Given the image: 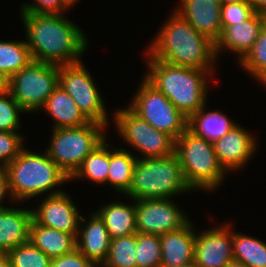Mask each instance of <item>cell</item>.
<instances>
[{
	"label": "cell",
	"mask_w": 266,
	"mask_h": 267,
	"mask_svg": "<svg viewBox=\"0 0 266 267\" xmlns=\"http://www.w3.org/2000/svg\"><path fill=\"white\" fill-rule=\"evenodd\" d=\"M106 126L89 122L80 127L52 130L46 152L70 178L83 160L105 139Z\"/></svg>",
	"instance_id": "52a82bcc"
},
{
	"label": "cell",
	"mask_w": 266,
	"mask_h": 267,
	"mask_svg": "<svg viewBox=\"0 0 266 267\" xmlns=\"http://www.w3.org/2000/svg\"><path fill=\"white\" fill-rule=\"evenodd\" d=\"M266 23V16L254 13L248 20L227 26L215 43L216 56L227 49L238 56V62L252 48Z\"/></svg>",
	"instance_id": "e0dca14e"
},
{
	"label": "cell",
	"mask_w": 266,
	"mask_h": 267,
	"mask_svg": "<svg viewBox=\"0 0 266 267\" xmlns=\"http://www.w3.org/2000/svg\"><path fill=\"white\" fill-rule=\"evenodd\" d=\"M255 136L237 124L222 138L213 142L220 164L228 172L243 167L257 149Z\"/></svg>",
	"instance_id": "9a60e30c"
},
{
	"label": "cell",
	"mask_w": 266,
	"mask_h": 267,
	"mask_svg": "<svg viewBox=\"0 0 266 267\" xmlns=\"http://www.w3.org/2000/svg\"><path fill=\"white\" fill-rule=\"evenodd\" d=\"M255 13L266 16V0H248Z\"/></svg>",
	"instance_id": "f35d334b"
},
{
	"label": "cell",
	"mask_w": 266,
	"mask_h": 267,
	"mask_svg": "<svg viewBox=\"0 0 266 267\" xmlns=\"http://www.w3.org/2000/svg\"><path fill=\"white\" fill-rule=\"evenodd\" d=\"M205 108L206 104L188 118L187 128L195 135L213 143L237 125L222 112H207Z\"/></svg>",
	"instance_id": "cb8c5ba5"
},
{
	"label": "cell",
	"mask_w": 266,
	"mask_h": 267,
	"mask_svg": "<svg viewBox=\"0 0 266 267\" xmlns=\"http://www.w3.org/2000/svg\"><path fill=\"white\" fill-rule=\"evenodd\" d=\"M104 221L111 239L137 233L136 205L113 201L96 211Z\"/></svg>",
	"instance_id": "603a6c76"
},
{
	"label": "cell",
	"mask_w": 266,
	"mask_h": 267,
	"mask_svg": "<svg viewBox=\"0 0 266 267\" xmlns=\"http://www.w3.org/2000/svg\"><path fill=\"white\" fill-rule=\"evenodd\" d=\"M23 137L17 132L0 131V167H6L24 148Z\"/></svg>",
	"instance_id": "836d02e7"
},
{
	"label": "cell",
	"mask_w": 266,
	"mask_h": 267,
	"mask_svg": "<svg viewBox=\"0 0 266 267\" xmlns=\"http://www.w3.org/2000/svg\"><path fill=\"white\" fill-rule=\"evenodd\" d=\"M31 61L33 60L25 41L0 40V73L7 80Z\"/></svg>",
	"instance_id": "83f0119b"
},
{
	"label": "cell",
	"mask_w": 266,
	"mask_h": 267,
	"mask_svg": "<svg viewBox=\"0 0 266 267\" xmlns=\"http://www.w3.org/2000/svg\"><path fill=\"white\" fill-rule=\"evenodd\" d=\"M146 52L155 60L200 70H213L217 60L215 43L176 11L161 26Z\"/></svg>",
	"instance_id": "7a4b0ae2"
},
{
	"label": "cell",
	"mask_w": 266,
	"mask_h": 267,
	"mask_svg": "<svg viewBox=\"0 0 266 267\" xmlns=\"http://www.w3.org/2000/svg\"><path fill=\"white\" fill-rule=\"evenodd\" d=\"M0 267H12L7 254H0Z\"/></svg>",
	"instance_id": "ab89813d"
},
{
	"label": "cell",
	"mask_w": 266,
	"mask_h": 267,
	"mask_svg": "<svg viewBox=\"0 0 266 267\" xmlns=\"http://www.w3.org/2000/svg\"><path fill=\"white\" fill-rule=\"evenodd\" d=\"M175 267H200L195 261L186 264V265H179V266H175Z\"/></svg>",
	"instance_id": "f6af8a7d"
},
{
	"label": "cell",
	"mask_w": 266,
	"mask_h": 267,
	"mask_svg": "<svg viewBox=\"0 0 266 267\" xmlns=\"http://www.w3.org/2000/svg\"><path fill=\"white\" fill-rule=\"evenodd\" d=\"M190 191L174 153L162 158H138L131 186L124 195L131 200L164 199Z\"/></svg>",
	"instance_id": "5b68a950"
},
{
	"label": "cell",
	"mask_w": 266,
	"mask_h": 267,
	"mask_svg": "<svg viewBox=\"0 0 266 267\" xmlns=\"http://www.w3.org/2000/svg\"><path fill=\"white\" fill-rule=\"evenodd\" d=\"M231 222L196 232L194 261L200 267H226L233 261Z\"/></svg>",
	"instance_id": "4fadbf2b"
},
{
	"label": "cell",
	"mask_w": 266,
	"mask_h": 267,
	"mask_svg": "<svg viewBox=\"0 0 266 267\" xmlns=\"http://www.w3.org/2000/svg\"><path fill=\"white\" fill-rule=\"evenodd\" d=\"M233 260L247 267H266V243L249 235L232 232Z\"/></svg>",
	"instance_id": "4316f807"
},
{
	"label": "cell",
	"mask_w": 266,
	"mask_h": 267,
	"mask_svg": "<svg viewBox=\"0 0 266 267\" xmlns=\"http://www.w3.org/2000/svg\"><path fill=\"white\" fill-rule=\"evenodd\" d=\"M180 4L174 10L196 31L216 43L222 33L220 0H182Z\"/></svg>",
	"instance_id": "2e32d148"
},
{
	"label": "cell",
	"mask_w": 266,
	"mask_h": 267,
	"mask_svg": "<svg viewBox=\"0 0 266 267\" xmlns=\"http://www.w3.org/2000/svg\"><path fill=\"white\" fill-rule=\"evenodd\" d=\"M50 267H97L87 259L77 248L72 252L52 259Z\"/></svg>",
	"instance_id": "8d00e7d4"
},
{
	"label": "cell",
	"mask_w": 266,
	"mask_h": 267,
	"mask_svg": "<svg viewBox=\"0 0 266 267\" xmlns=\"http://www.w3.org/2000/svg\"><path fill=\"white\" fill-rule=\"evenodd\" d=\"M83 62L59 66V86L91 122L108 126V114L96 83Z\"/></svg>",
	"instance_id": "8fae6325"
},
{
	"label": "cell",
	"mask_w": 266,
	"mask_h": 267,
	"mask_svg": "<svg viewBox=\"0 0 266 267\" xmlns=\"http://www.w3.org/2000/svg\"><path fill=\"white\" fill-rule=\"evenodd\" d=\"M116 112V113H115ZM114 112V123L124 143L142 152V158H162L175 153V139L155 129L129 107Z\"/></svg>",
	"instance_id": "30bf717a"
},
{
	"label": "cell",
	"mask_w": 266,
	"mask_h": 267,
	"mask_svg": "<svg viewBox=\"0 0 266 267\" xmlns=\"http://www.w3.org/2000/svg\"><path fill=\"white\" fill-rule=\"evenodd\" d=\"M93 213L88 221L81 216L80 221L84 225L81 228L79 224L76 248L97 267H101L107 259L111 237L104 221L96 212Z\"/></svg>",
	"instance_id": "ac0fdd59"
},
{
	"label": "cell",
	"mask_w": 266,
	"mask_h": 267,
	"mask_svg": "<svg viewBox=\"0 0 266 267\" xmlns=\"http://www.w3.org/2000/svg\"><path fill=\"white\" fill-rule=\"evenodd\" d=\"M33 61L57 66L80 62L88 47L85 33L64 14L20 13Z\"/></svg>",
	"instance_id": "6da1fadb"
},
{
	"label": "cell",
	"mask_w": 266,
	"mask_h": 267,
	"mask_svg": "<svg viewBox=\"0 0 266 267\" xmlns=\"http://www.w3.org/2000/svg\"><path fill=\"white\" fill-rule=\"evenodd\" d=\"M189 220L183 227L160 235L161 265L175 267L194 261L196 233Z\"/></svg>",
	"instance_id": "d6986e66"
},
{
	"label": "cell",
	"mask_w": 266,
	"mask_h": 267,
	"mask_svg": "<svg viewBox=\"0 0 266 267\" xmlns=\"http://www.w3.org/2000/svg\"><path fill=\"white\" fill-rule=\"evenodd\" d=\"M239 64L259 83L266 79V23L258 39Z\"/></svg>",
	"instance_id": "f546056e"
},
{
	"label": "cell",
	"mask_w": 266,
	"mask_h": 267,
	"mask_svg": "<svg viewBox=\"0 0 266 267\" xmlns=\"http://www.w3.org/2000/svg\"><path fill=\"white\" fill-rule=\"evenodd\" d=\"M9 195V199L13 201V198L9 189V176L6 167H0V209H4L7 206L2 205L4 198ZM11 197V198H10Z\"/></svg>",
	"instance_id": "74e56055"
},
{
	"label": "cell",
	"mask_w": 266,
	"mask_h": 267,
	"mask_svg": "<svg viewBox=\"0 0 266 267\" xmlns=\"http://www.w3.org/2000/svg\"><path fill=\"white\" fill-rule=\"evenodd\" d=\"M109 144L105 139L98 145L81 163L79 168L70 177V180L89 179L91 182L97 184H107V176L110 165V151Z\"/></svg>",
	"instance_id": "484cf974"
},
{
	"label": "cell",
	"mask_w": 266,
	"mask_h": 267,
	"mask_svg": "<svg viewBox=\"0 0 266 267\" xmlns=\"http://www.w3.org/2000/svg\"><path fill=\"white\" fill-rule=\"evenodd\" d=\"M133 201L136 202L137 233L162 235L183 227L189 221L171 198Z\"/></svg>",
	"instance_id": "7c38bea8"
},
{
	"label": "cell",
	"mask_w": 266,
	"mask_h": 267,
	"mask_svg": "<svg viewBox=\"0 0 266 267\" xmlns=\"http://www.w3.org/2000/svg\"><path fill=\"white\" fill-rule=\"evenodd\" d=\"M62 1L67 7L71 8L70 6H73L79 0H62Z\"/></svg>",
	"instance_id": "ee69618b"
},
{
	"label": "cell",
	"mask_w": 266,
	"mask_h": 267,
	"mask_svg": "<svg viewBox=\"0 0 266 267\" xmlns=\"http://www.w3.org/2000/svg\"><path fill=\"white\" fill-rule=\"evenodd\" d=\"M72 198L65 191L47 195L36 209L33 219L47 228L57 229L77 237L81 216Z\"/></svg>",
	"instance_id": "5bb4252c"
},
{
	"label": "cell",
	"mask_w": 266,
	"mask_h": 267,
	"mask_svg": "<svg viewBox=\"0 0 266 267\" xmlns=\"http://www.w3.org/2000/svg\"><path fill=\"white\" fill-rule=\"evenodd\" d=\"M34 1L36 3H25L21 8L20 13L61 15L64 14L65 10H68V7L63 3L62 0Z\"/></svg>",
	"instance_id": "d590c367"
},
{
	"label": "cell",
	"mask_w": 266,
	"mask_h": 267,
	"mask_svg": "<svg viewBox=\"0 0 266 267\" xmlns=\"http://www.w3.org/2000/svg\"><path fill=\"white\" fill-rule=\"evenodd\" d=\"M175 154L192 190H215L227 174L217 158L213 143L188 128L175 140Z\"/></svg>",
	"instance_id": "8992f818"
},
{
	"label": "cell",
	"mask_w": 266,
	"mask_h": 267,
	"mask_svg": "<svg viewBox=\"0 0 266 267\" xmlns=\"http://www.w3.org/2000/svg\"><path fill=\"white\" fill-rule=\"evenodd\" d=\"M136 264L137 267H160V235L137 233Z\"/></svg>",
	"instance_id": "4dcf8cb0"
},
{
	"label": "cell",
	"mask_w": 266,
	"mask_h": 267,
	"mask_svg": "<svg viewBox=\"0 0 266 267\" xmlns=\"http://www.w3.org/2000/svg\"><path fill=\"white\" fill-rule=\"evenodd\" d=\"M58 86L59 66L31 61L8 79L7 90L28 114L41 109Z\"/></svg>",
	"instance_id": "ba28073f"
},
{
	"label": "cell",
	"mask_w": 266,
	"mask_h": 267,
	"mask_svg": "<svg viewBox=\"0 0 266 267\" xmlns=\"http://www.w3.org/2000/svg\"><path fill=\"white\" fill-rule=\"evenodd\" d=\"M41 109L52 116L53 129L80 127L90 122L71 96L60 86L47 98Z\"/></svg>",
	"instance_id": "44dd1931"
},
{
	"label": "cell",
	"mask_w": 266,
	"mask_h": 267,
	"mask_svg": "<svg viewBox=\"0 0 266 267\" xmlns=\"http://www.w3.org/2000/svg\"><path fill=\"white\" fill-rule=\"evenodd\" d=\"M137 233L111 239L109 253L101 267H137Z\"/></svg>",
	"instance_id": "f1b7e54d"
},
{
	"label": "cell",
	"mask_w": 266,
	"mask_h": 267,
	"mask_svg": "<svg viewBox=\"0 0 266 267\" xmlns=\"http://www.w3.org/2000/svg\"><path fill=\"white\" fill-rule=\"evenodd\" d=\"M7 256L12 267H50L52 259L30 241L13 248Z\"/></svg>",
	"instance_id": "1f68e13d"
},
{
	"label": "cell",
	"mask_w": 266,
	"mask_h": 267,
	"mask_svg": "<svg viewBox=\"0 0 266 267\" xmlns=\"http://www.w3.org/2000/svg\"><path fill=\"white\" fill-rule=\"evenodd\" d=\"M6 170L10 193L15 203L40 196L51 189L48 195L61 193L63 190L54 188L70 180L47 152L40 154L25 148L6 166Z\"/></svg>",
	"instance_id": "277c9868"
},
{
	"label": "cell",
	"mask_w": 266,
	"mask_h": 267,
	"mask_svg": "<svg viewBox=\"0 0 266 267\" xmlns=\"http://www.w3.org/2000/svg\"><path fill=\"white\" fill-rule=\"evenodd\" d=\"M128 106L155 129L169 134L175 140L187 129V117L144 77Z\"/></svg>",
	"instance_id": "9c48e42d"
},
{
	"label": "cell",
	"mask_w": 266,
	"mask_h": 267,
	"mask_svg": "<svg viewBox=\"0 0 266 267\" xmlns=\"http://www.w3.org/2000/svg\"><path fill=\"white\" fill-rule=\"evenodd\" d=\"M32 222V209H0V254H8L13 248L28 242Z\"/></svg>",
	"instance_id": "ffe728a7"
},
{
	"label": "cell",
	"mask_w": 266,
	"mask_h": 267,
	"mask_svg": "<svg viewBox=\"0 0 266 267\" xmlns=\"http://www.w3.org/2000/svg\"><path fill=\"white\" fill-rule=\"evenodd\" d=\"M29 241L51 259L61 257L76 248V237L73 234L44 227L34 219L30 228Z\"/></svg>",
	"instance_id": "7402d4cb"
},
{
	"label": "cell",
	"mask_w": 266,
	"mask_h": 267,
	"mask_svg": "<svg viewBox=\"0 0 266 267\" xmlns=\"http://www.w3.org/2000/svg\"><path fill=\"white\" fill-rule=\"evenodd\" d=\"M261 84L265 85L266 87V79Z\"/></svg>",
	"instance_id": "bcb514c9"
},
{
	"label": "cell",
	"mask_w": 266,
	"mask_h": 267,
	"mask_svg": "<svg viewBox=\"0 0 266 267\" xmlns=\"http://www.w3.org/2000/svg\"><path fill=\"white\" fill-rule=\"evenodd\" d=\"M25 110L13 99L8 90L0 93V131L18 132L20 114Z\"/></svg>",
	"instance_id": "d6a6232c"
},
{
	"label": "cell",
	"mask_w": 266,
	"mask_h": 267,
	"mask_svg": "<svg viewBox=\"0 0 266 267\" xmlns=\"http://www.w3.org/2000/svg\"><path fill=\"white\" fill-rule=\"evenodd\" d=\"M147 60L150 71L144 78L161 91L187 119L207 104V78L214 70L172 65L150 56Z\"/></svg>",
	"instance_id": "3957f363"
},
{
	"label": "cell",
	"mask_w": 266,
	"mask_h": 267,
	"mask_svg": "<svg viewBox=\"0 0 266 267\" xmlns=\"http://www.w3.org/2000/svg\"><path fill=\"white\" fill-rule=\"evenodd\" d=\"M254 13L253 7L249 2L222 4V30L227 26L248 20Z\"/></svg>",
	"instance_id": "e575fe53"
},
{
	"label": "cell",
	"mask_w": 266,
	"mask_h": 267,
	"mask_svg": "<svg viewBox=\"0 0 266 267\" xmlns=\"http://www.w3.org/2000/svg\"><path fill=\"white\" fill-rule=\"evenodd\" d=\"M8 80L0 73V93L7 90Z\"/></svg>",
	"instance_id": "60d3db41"
},
{
	"label": "cell",
	"mask_w": 266,
	"mask_h": 267,
	"mask_svg": "<svg viewBox=\"0 0 266 267\" xmlns=\"http://www.w3.org/2000/svg\"><path fill=\"white\" fill-rule=\"evenodd\" d=\"M226 267H247L245 264L237 262V261H232L230 262Z\"/></svg>",
	"instance_id": "7bdbcfd3"
},
{
	"label": "cell",
	"mask_w": 266,
	"mask_h": 267,
	"mask_svg": "<svg viewBox=\"0 0 266 267\" xmlns=\"http://www.w3.org/2000/svg\"><path fill=\"white\" fill-rule=\"evenodd\" d=\"M221 4H229V3H244L248 2V0H220Z\"/></svg>",
	"instance_id": "b9f144b4"
},
{
	"label": "cell",
	"mask_w": 266,
	"mask_h": 267,
	"mask_svg": "<svg viewBox=\"0 0 266 267\" xmlns=\"http://www.w3.org/2000/svg\"><path fill=\"white\" fill-rule=\"evenodd\" d=\"M112 148L114 150L110 151L107 183L117 192L125 194L131 186L134 167L139 157L124 148Z\"/></svg>",
	"instance_id": "d4e9b609"
}]
</instances>
